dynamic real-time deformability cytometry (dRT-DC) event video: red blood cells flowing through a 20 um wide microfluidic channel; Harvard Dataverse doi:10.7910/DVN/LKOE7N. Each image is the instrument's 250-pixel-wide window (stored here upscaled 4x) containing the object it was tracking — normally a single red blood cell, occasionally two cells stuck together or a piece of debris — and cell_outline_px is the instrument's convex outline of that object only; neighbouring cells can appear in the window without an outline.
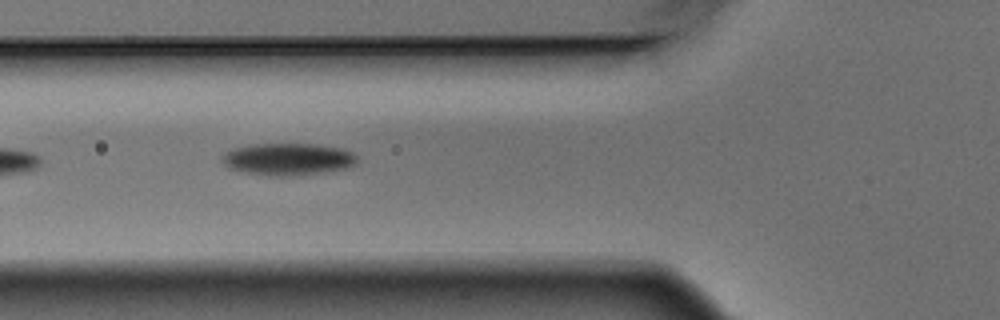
{"species": "Egyptian fruit bat (a non-hibernating species)", "species_latin": "Rousettus aegyptiacus", "temperature_condition": "warm", "stored_images_in_passage": 7, "camera_frame_rate_fps": 3000, "um_per_image_px": 0.085, "animal": {"sex": "male"}, "frame": {"image": 1, "passage_image": 6, "time_ms": 1.667, "image_size_px": [1000, 320], "cell_outline_px": [[356, 164], [348, 168], [332, 172], [300, 176], [268, 176], [240, 172], [228, 168], [224, 164], [224, 152], [232, 148], [252, 144], [316, 144], [344, 148], [352, 152], [356, 156]], "centroid_in_image_um": [24.51, 13.55], "position_along_channel_um": 101.3, "area_um2": 25.89}}
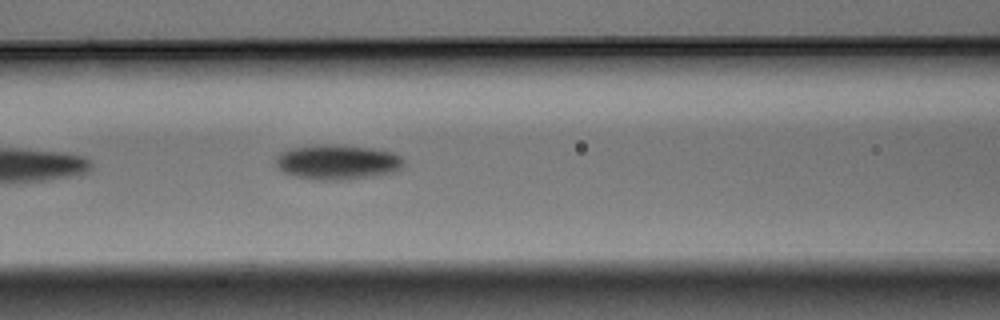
{"frame": {"image": 2, "passage_image": 7, "time_ms": 2.0, "image_size_px": [1000, 320], "cell_outline_px": [[404, 164], [400, 168], [392, 172], [372, 176], [340, 180], [312, 180], [296, 176], [284, 172], [276, 164], [276, 156], [280, 152], [292, 148], [372, 148], [392, 152], [400, 156], [404, 160]], "centroid_in_image_um": [28.7, 13.84], "position_along_channel_um": 137.9, "area_um2": 24.57}}